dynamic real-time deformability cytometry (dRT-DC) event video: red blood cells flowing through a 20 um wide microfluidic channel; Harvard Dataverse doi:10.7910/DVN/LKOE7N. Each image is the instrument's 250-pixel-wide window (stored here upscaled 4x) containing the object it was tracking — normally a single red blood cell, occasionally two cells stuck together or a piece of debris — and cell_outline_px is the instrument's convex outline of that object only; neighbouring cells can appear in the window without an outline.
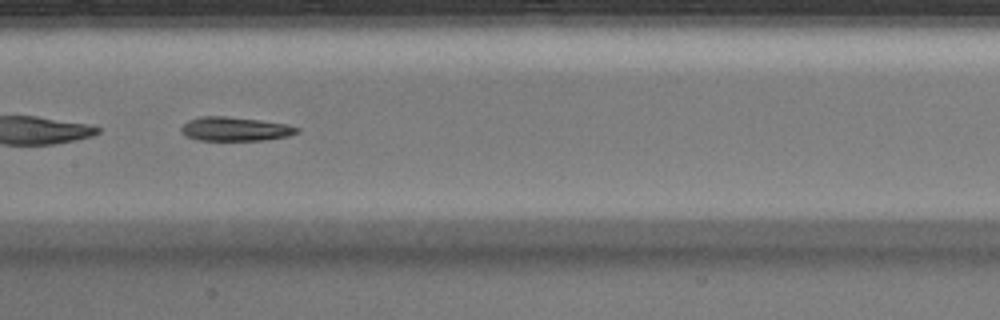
{"species": "Egyptian fruit bat (a non-hibernating species)", "species_latin": "Rousettus aegyptiacus", "temperature_condition": "warm", "stored_images_in_passage": 33, "camera_frame_rate_fps": 3000, "um_per_image_px": 0.085, "animal": {"sex": "male"}, "frame": {"image": 1, "passage_image": 10, "time_ms": 3.0, "image_size_px": [1000, 320], "cell_outline_px": [[300, 132], [288, 136], [260, 140], [200, 140], [188, 136], [180, 132], [180, 128], [188, 120], [200, 116], [224, 116], [260, 120], [288, 124], [300, 128]], "centroid_in_image_um": [20.0, 10.95], "position_along_channel_um": 187.4, "area_um2": 16.13}, "authors_computed_cell_mechanics": {"area_um2": 16.9932, "velocity_mm_per_s": 4.0312, "shape_relaxation_time_tau1_ms": 4.3023, "shape_relaxation_time_tau2_ms": 4.1557, "deformation_change_tau1": 0.1743, "deformation_change_tau2": 0.1496}}